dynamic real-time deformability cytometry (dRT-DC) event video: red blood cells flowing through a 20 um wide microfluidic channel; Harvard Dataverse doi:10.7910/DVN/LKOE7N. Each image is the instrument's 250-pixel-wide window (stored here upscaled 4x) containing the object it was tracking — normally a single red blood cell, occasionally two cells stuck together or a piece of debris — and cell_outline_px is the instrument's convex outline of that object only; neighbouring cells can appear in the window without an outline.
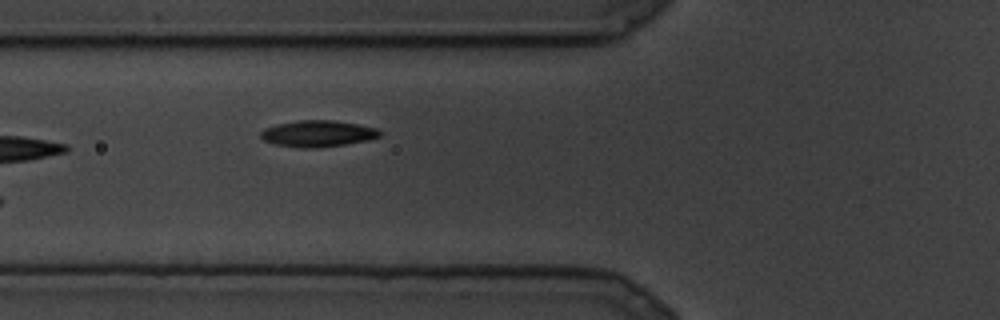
{"species": "common noctule bat (a hibernating species)", "species_latin": "Nyctalus noctula", "temperature_condition": "cold", "stored_images_in_passage": 10, "camera_frame_rate_fps": 3000, "um_per_image_px": 0.085, "animal": {"sex": "male", "body_mass_g": 19.5, "forearm_length_mm": 54.6}, "frame": {"image": 1, "passage_image": 10, "time_ms": 3.0, "image_size_px": [1000, 320], "cell_outline_px": [[380, 136], [368, 140], [344, 144], [316, 148], [300, 148], [276, 144], [264, 140], [260, 136], [260, 132], [264, 128], [276, 124], [300, 120], [332, 120], [356, 124], [376, 128], [380, 132]], "centroid_in_image_um": [26.98, 11.35], "position_along_channel_um": 98.8, "area_um2": 18.15}}